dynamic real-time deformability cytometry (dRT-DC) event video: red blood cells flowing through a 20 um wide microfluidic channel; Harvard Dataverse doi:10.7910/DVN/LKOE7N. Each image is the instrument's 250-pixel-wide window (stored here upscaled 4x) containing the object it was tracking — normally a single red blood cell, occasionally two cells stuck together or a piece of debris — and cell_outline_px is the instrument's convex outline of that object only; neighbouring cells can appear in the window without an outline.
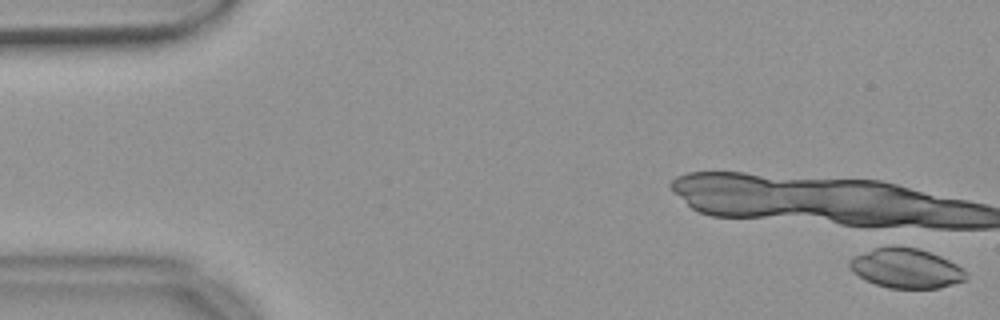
{"species": "common noctule bat (a hibernating species)", "species_latin": "Nyctalus noctula", "temperature_condition": "warm", "stored_images_in_passage": 9, "camera_frame_rate_fps": 3000, "um_per_image_px": 0.085, "animal": {"sex": "female", "body_mass_g": 18.4}, "frame": {"image": 1, "passage_image": 1, "time_ms": 0.0, "image_size_px": [1000, 320], "cell_outline_px": [[968, 276], [964, 280], [940, 288], [888, 288], [864, 280], [852, 272], [848, 268], [848, 260], [852, 256], [876, 248], [916, 248], [940, 256], [956, 264]], "centroid_in_image_um": [76.96, 22.83], "position_along_channel_um": 8.0, "area_um2": 26.47}}